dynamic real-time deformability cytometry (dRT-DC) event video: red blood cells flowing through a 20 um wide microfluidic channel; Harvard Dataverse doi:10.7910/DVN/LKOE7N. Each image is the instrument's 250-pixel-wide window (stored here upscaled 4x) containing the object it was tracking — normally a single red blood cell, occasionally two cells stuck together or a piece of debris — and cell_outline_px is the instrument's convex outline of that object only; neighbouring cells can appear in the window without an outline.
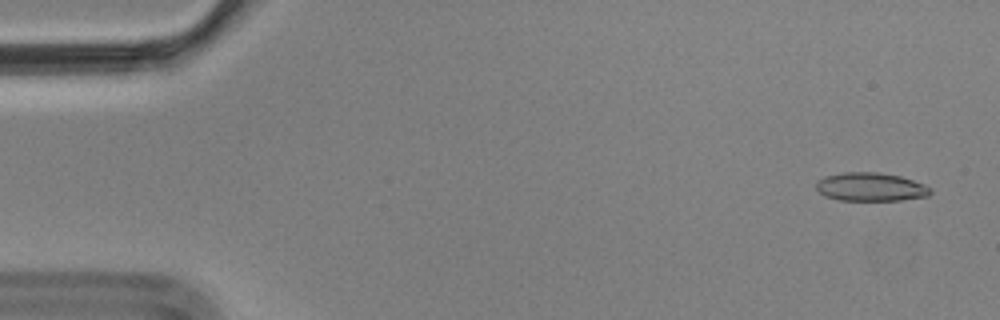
{"species": "Egyptian fruit bat (a non-hibernating species)", "species_latin": "Rousettus aegyptiacus", "temperature_condition": "cold", "stored_images_in_passage": 4, "camera_frame_rate_fps": 3000, "um_per_image_px": 0.085, "animal": {"sex": "male"}, "frame": {"image": 1, "passage_image": 1, "time_ms": 0.0, "image_size_px": [1000, 320], "cell_outline_px": [[932, 192], [928, 196], [900, 200], [840, 200], [824, 196], [816, 188], [816, 180], [824, 176], [844, 172], [876, 172], [900, 176], [924, 184], [932, 188]], "centroid_in_image_um": [73.99, 15.88], "position_along_channel_um": 11.0, "area_um2": 19.02}}